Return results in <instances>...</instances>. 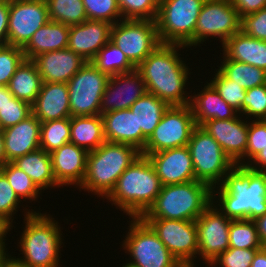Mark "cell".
<instances>
[{
    "label": "cell",
    "mask_w": 266,
    "mask_h": 267,
    "mask_svg": "<svg viewBox=\"0 0 266 267\" xmlns=\"http://www.w3.org/2000/svg\"><path fill=\"white\" fill-rule=\"evenodd\" d=\"M212 203L231 220H254L264 215L266 172L235 165L221 184L212 188Z\"/></svg>",
    "instance_id": "1"
},
{
    "label": "cell",
    "mask_w": 266,
    "mask_h": 267,
    "mask_svg": "<svg viewBox=\"0 0 266 267\" xmlns=\"http://www.w3.org/2000/svg\"><path fill=\"white\" fill-rule=\"evenodd\" d=\"M179 48L182 50L186 47L161 43L136 67L147 92L169 106L188 105L191 99V95H187L190 93L186 91L191 69L180 57Z\"/></svg>",
    "instance_id": "2"
},
{
    "label": "cell",
    "mask_w": 266,
    "mask_h": 267,
    "mask_svg": "<svg viewBox=\"0 0 266 267\" xmlns=\"http://www.w3.org/2000/svg\"><path fill=\"white\" fill-rule=\"evenodd\" d=\"M162 186L153 164L141 154L105 198L130 218H140L154 204Z\"/></svg>",
    "instance_id": "3"
},
{
    "label": "cell",
    "mask_w": 266,
    "mask_h": 267,
    "mask_svg": "<svg viewBox=\"0 0 266 267\" xmlns=\"http://www.w3.org/2000/svg\"><path fill=\"white\" fill-rule=\"evenodd\" d=\"M23 216L25 226L18 242L23 258L17 259L30 267H59L64 242L58 222L50 214L34 209L26 208Z\"/></svg>",
    "instance_id": "4"
},
{
    "label": "cell",
    "mask_w": 266,
    "mask_h": 267,
    "mask_svg": "<svg viewBox=\"0 0 266 267\" xmlns=\"http://www.w3.org/2000/svg\"><path fill=\"white\" fill-rule=\"evenodd\" d=\"M140 155L141 152L131 145L105 141L88 153L86 175L79 188L105 199L119 177Z\"/></svg>",
    "instance_id": "5"
},
{
    "label": "cell",
    "mask_w": 266,
    "mask_h": 267,
    "mask_svg": "<svg viewBox=\"0 0 266 267\" xmlns=\"http://www.w3.org/2000/svg\"><path fill=\"white\" fill-rule=\"evenodd\" d=\"M212 203V188L200 181L162 186L154 204L140 218L195 221Z\"/></svg>",
    "instance_id": "6"
},
{
    "label": "cell",
    "mask_w": 266,
    "mask_h": 267,
    "mask_svg": "<svg viewBox=\"0 0 266 267\" xmlns=\"http://www.w3.org/2000/svg\"><path fill=\"white\" fill-rule=\"evenodd\" d=\"M206 0H160L156 17L160 43L194 46V31Z\"/></svg>",
    "instance_id": "7"
},
{
    "label": "cell",
    "mask_w": 266,
    "mask_h": 267,
    "mask_svg": "<svg viewBox=\"0 0 266 267\" xmlns=\"http://www.w3.org/2000/svg\"><path fill=\"white\" fill-rule=\"evenodd\" d=\"M122 241L133 267H184L165 247L154 231L141 219L132 218Z\"/></svg>",
    "instance_id": "8"
},
{
    "label": "cell",
    "mask_w": 266,
    "mask_h": 267,
    "mask_svg": "<svg viewBox=\"0 0 266 267\" xmlns=\"http://www.w3.org/2000/svg\"><path fill=\"white\" fill-rule=\"evenodd\" d=\"M187 146L196 181L206 183L211 188L219 186L235 166L222 147L201 126L194 128Z\"/></svg>",
    "instance_id": "9"
},
{
    "label": "cell",
    "mask_w": 266,
    "mask_h": 267,
    "mask_svg": "<svg viewBox=\"0 0 266 267\" xmlns=\"http://www.w3.org/2000/svg\"><path fill=\"white\" fill-rule=\"evenodd\" d=\"M110 41L137 67L160 40L155 20L122 19L111 27Z\"/></svg>",
    "instance_id": "10"
},
{
    "label": "cell",
    "mask_w": 266,
    "mask_h": 267,
    "mask_svg": "<svg viewBox=\"0 0 266 267\" xmlns=\"http://www.w3.org/2000/svg\"><path fill=\"white\" fill-rule=\"evenodd\" d=\"M196 127L190 105L169 106L159 124L147 139L141 154L187 146Z\"/></svg>",
    "instance_id": "11"
},
{
    "label": "cell",
    "mask_w": 266,
    "mask_h": 267,
    "mask_svg": "<svg viewBox=\"0 0 266 267\" xmlns=\"http://www.w3.org/2000/svg\"><path fill=\"white\" fill-rule=\"evenodd\" d=\"M110 76L88 61L68 82L71 117L100 115V103Z\"/></svg>",
    "instance_id": "12"
},
{
    "label": "cell",
    "mask_w": 266,
    "mask_h": 267,
    "mask_svg": "<svg viewBox=\"0 0 266 267\" xmlns=\"http://www.w3.org/2000/svg\"><path fill=\"white\" fill-rule=\"evenodd\" d=\"M184 267H195L198 236L195 221L141 218Z\"/></svg>",
    "instance_id": "13"
},
{
    "label": "cell",
    "mask_w": 266,
    "mask_h": 267,
    "mask_svg": "<svg viewBox=\"0 0 266 267\" xmlns=\"http://www.w3.org/2000/svg\"><path fill=\"white\" fill-rule=\"evenodd\" d=\"M240 23L241 18L231 0H206L195 26L194 47H200L209 37L220 39L223 45L240 31Z\"/></svg>",
    "instance_id": "14"
},
{
    "label": "cell",
    "mask_w": 266,
    "mask_h": 267,
    "mask_svg": "<svg viewBox=\"0 0 266 267\" xmlns=\"http://www.w3.org/2000/svg\"><path fill=\"white\" fill-rule=\"evenodd\" d=\"M49 20L46 0H9L8 45L23 48Z\"/></svg>",
    "instance_id": "15"
},
{
    "label": "cell",
    "mask_w": 266,
    "mask_h": 267,
    "mask_svg": "<svg viewBox=\"0 0 266 267\" xmlns=\"http://www.w3.org/2000/svg\"><path fill=\"white\" fill-rule=\"evenodd\" d=\"M198 236V256L209 264L229 248L227 218L213 203L195 220Z\"/></svg>",
    "instance_id": "16"
},
{
    "label": "cell",
    "mask_w": 266,
    "mask_h": 267,
    "mask_svg": "<svg viewBox=\"0 0 266 267\" xmlns=\"http://www.w3.org/2000/svg\"><path fill=\"white\" fill-rule=\"evenodd\" d=\"M242 118L243 116L238 114L233 119H211L201 126L222 147L235 165H246L249 121Z\"/></svg>",
    "instance_id": "17"
},
{
    "label": "cell",
    "mask_w": 266,
    "mask_h": 267,
    "mask_svg": "<svg viewBox=\"0 0 266 267\" xmlns=\"http://www.w3.org/2000/svg\"><path fill=\"white\" fill-rule=\"evenodd\" d=\"M147 92L141 74L135 69L110 76L101 98L100 115L130 106Z\"/></svg>",
    "instance_id": "18"
},
{
    "label": "cell",
    "mask_w": 266,
    "mask_h": 267,
    "mask_svg": "<svg viewBox=\"0 0 266 267\" xmlns=\"http://www.w3.org/2000/svg\"><path fill=\"white\" fill-rule=\"evenodd\" d=\"M147 157L163 186L196 180L188 146L158 151Z\"/></svg>",
    "instance_id": "19"
},
{
    "label": "cell",
    "mask_w": 266,
    "mask_h": 267,
    "mask_svg": "<svg viewBox=\"0 0 266 267\" xmlns=\"http://www.w3.org/2000/svg\"><path fill=\"white\" fill-rule=\"evenodd\" d=\"M88 151L68 142L50 153L55 180L61 187H80L87 169Z\"/></svg>",
    "instance_id": "20"
},
{
    "label": "cell",
    "mask_w": 266,
    "mask_h": 267,
    "mask_svg": "<svg viewBox=\"0 0 266 267\" xmlns=\"http://www.w3.org/2000/svg\"><path fill=\"white\" fill-rule=\"evenodd\" d=\"M112 24L87 19L81 24L70 26L67 48L91 61L100 49L110 41Z\"/></svg>",
    "instance_id": "21"
},
{
    "label": "cell",
    "mask_w": 266,
    "mask_h": 267,
    "mask_svg": "<svg viewBox=\"0 0 266 267\" xmlns=\"http://www.w3.org/2000/svg\"><path fill=\"white\" fill-rule=\"evenodd\" d=\"M42 82L67 83L87 61L68 48L40 54L32 60Z\"/></svg>",
    "instance_id": "22"
},
{
    "label": "cell",
    "mask_w": 266,
    "mask_h": 267,
    "mask_svg": "<svg viewBox=\"0 0 266 267\" xmlns=\"http://www.w3.org/2000/svg\"><path fill=\"white\" fill-rule=\"evenodd\" d=\"M2 131L6 163L40 149L41 122L33 114Z\"/></svg>",
    "instance_id": "23"
},
{
    "label": "cell",
    "mask_w": 266,
    "mask_h": 267,
    "mask_svg": "<svg viewBox=\"0 0 266 267\" xmlns=\"http://www.w3.org/2000/svg\"><path fill=\"white\" fill-rule=\"evenodd\" d=\"M32 114L42 123L70 118L67 83L42 82L40 92L31 105Z\"/></svg>",
    "instance_id": "24"
},
{
    "label": "cell",
    "mask_w": 266,
    "mask_h": 267,
    "mask_svg": "<svg viewBox=\"0 0 266 267\" xmlns=\"http://www.w3.org/2000/svg\"><path fill=\"white\" fill-rule=\"evenodd\" d=\"M203 90L191 95L190 107L196 126H202L211 119L226 120L235 118L239 112L226 103L216 89L209 83Z\"/></svg>",
    "instance_id": "25"
},
{
    "label": "cell",
    "mask_w": 266,
    "mask_h": 267,
    "mask_svg": "<svg viewBox=\"0 0 266 267\" xmlns=\"http://www.w3.org/2000/svg\"><path fill=\"white\" fill-rule=\"evenodd\" d=\"M168 108L169 105L165 101L148 92L130 106L129 109L136 116L137 149L140 152Z\"/></svg>",
    "instance_id": "26"
},
{
    "label": "cell",
    "mask_w": 266,
    "mask_h": 267,
    "mask_svg": "<svg viewBox=\"0 0 266 267\" xmlns=\"http://www.w3.org/2000/svg\"><path fill=\"white\" fill-rule=\"evenodd\" d=\"M70 27L55 21H48L41 26L22 48L27 60L46 52L62 50L68 46Z\"/></svg>",
    "instance_id": "27"
},
{
    "label": "cell",
    "mask_w": 266,
    "mask_h": 267,
    "mask_svg": "<svg viewBox=\"0 0 266 267\" xmlns=\"http://www.w3.org/2000/svg\"><path fill=\"white\" fill-rule=\"evenodd\" d=\"M229 60L250 64L266 71V41L252 38L241 30L222 45Z\"/></svg>",
    "instance_id": "28"
},
{
    "label": "cell",
    "mask_w": 266,
    "mask_h": 267,
    "mask_svg": "<svg viewBox=\"0 0 266 267\" xmlns=\"http://www.w3.org/2000/svg\"><path fill=\"white\" fill-rule=\"evenodd\" d=\"M101 116L107 142L127 144L137 149V121L130 109L115 110Z\"/></svg>",
    "instance_id": "29"
},
{
    "label": "cell",
    "mask_w": 266,
    "mask_h": 267,
    "mask_svg": "<svg viewBox=\"0 0 266 267\" xmlns=\"http://www.w3.org/2000/svg\"><path fill=\"white\" fill-rule=\"evenodd\" d=\"M12 163L23 170L41 191L49 187L60 188L54 177L50 153L43 149L17 157Z\"/></svg>",
    "instance_id": "30"
},
{
    "label": "cell",
    "mask_w": 266,
    "mask_h": 267,
    "mask_svg": "<svg viewBox=\"0 0 266 267\" xmlns=\"http://www.w3.org/2000/svg\"><path fill=\"white\" fill-rule=\"evenodd\" d=\"M101 115L70 117V142L88 152L105 142Z\"/></svg>",
    "instance_id": "31"
},
{
    "label": "cell",
    "mask_w": 266,
    "mask_h": 267,
    "mask_svg": "<svg viewBox=\"0 0 266 267\" xmlns=\"http://www.w3.org/2000/svg\"><path fill=\"white\" fill-rule=\"evenodd\" d=\"M42 85L41 75L32 60L25 59L8 84L9 91L19 100L32 105Z\"/></svg>",
    "instance_id": "32"
},
{
    "label": "cell",
    "mask_w": 266,
    "mask_h": 267,
    "mask_svg": "<svg viewBox=\"0 0 266 267\" xmlns=\"http://www.w3.org/2000/svg\"><path fill=\"white\" fill-rule=\"evenodd\" d=\"M218 70L229 80L235 81L245 90L266 84V71L235 60H229L224 55Z\"/></svg>",
    "instance_id": "33"
},
{
    "label": "cell",
    "mask_w": 266,
    "mask_h": 267,
    "mask_svg": "<svg viewBox=\"0 0 266 267\" xmlns=\"http://www.w3.org/2000/svg\"><path fill=\"white\" fill-rule=\"evenodd\" d=\"M91 63L109 76L134 71L136 67L125 56L124 52L109 41L104 45Z\"/></svg>",
    "instance_id": "34"
},
{
    "label": "cell",
    "mask_w": 266,
    "mask_h": 267,
    "mask_svg": "<svg viewBox=\"0 0 266 267\" xmlns=\"http://www.w3.org/2000/svg\"><path fill=\"white\" fill-rule=\"evenodd\" d=\"M46 3L50 21L70 27L87 20L82 0H46Z\"/></svg>",
    "instance_id": "35"
},
{
    "label": "cell",
    "mask_w": 266,
    "mask_h": 267,
    "mask_svg": "<svg viewBox=\"0 0 266 267\" xmlns=\"http://www.w3.org/2000/svg\"><path fill=\"white\" fill-rule=\"evenodd\" d=\"M70 142V118L41 123L40 149L47 153Z\"/></svg>",
    "instance_id": "36"
},
{
    "label": "cell",
    "mask_w": 266,
    "mask_h": 267,
    "mask_svg": "<svg viewBox=\"0 0 266 267\" xmlns=\"http://www.w3.org/2000/svg\"><path fill=\"white\" fill-rule=\"evenodd\" d=\"M0 171L6 176L20 199L23 201H26V199L29 201L38 200L42 191L23 170L16 167L12 162H7L0 167Z\"/></svg>",
    "instance_id": "37"
},
{
    "label": "cell",
    "mask_w": 266,
    "mask_h": 267,
    "mask_svg": "<svg viewBox=\"0 0 266 267\" xmlns=\"http://www.w3.org/2000/svg\"><path fill=\"white\" fill-rule=\"evenodd\" d=\"M229 247L242 249H261L263 247L253 220H231Z\"/></svg>",
    "instance_id": "38"
},
{
    "label": "cell",
    "mask_w": 266,
    "mask_h": 267,
    "mask_svg": "<svg viewBox=\"0 0 266 267\" xmlns=\"http://www.w3.org/2000/svg\"><path fill=\"white\" fill-rule=\"evenodd\" d=\"M216 72L213 74L214 78L209 83L216 89L226 103L241 114L246 90L235 81L226 78L218 69Z\"/></svg>",
    "instance_id": "39"
},
{
    "label": "cell",
    "mask_w": 266,
    "mask_h": 267,
    "mask_svg": "<svg viewBox=\"0 0 266 267\" xmlns=\"http://www.w3.org/2000/svg\"><path fill=\"white\" fill-rule=\"evenodd\" d=\"M122 19L156 20L159 0H117Z\"/></svg>",
    "instance_id": "40"
},
{
    "label": "cell",
    "mask_w": 266,
    "mask_h": 267,
    "mask_svg": "<svg viewBox=\"0 0 266 267\" xmlns=\"http://www.w3.org/2000/svg\"><path fill=\"white\" fill-rule=\"evenodd\" d=\"M89 20L115 24L122 19L117 0H82ZM121 17V18H120Z\"/></svg>",
    "instance_id": "41"
},
{
    "label": "cell",
    "mask_w": 266,
    "mask_h": 267,
    "mask_svg": "<svg viewBox=\"0 0 266 267\" xmlns=\"http://www.w3.org/2000/svg\"><path fill=\"white\" fill-rule=\"evenodd\" d=\"M25 59L22 48L13 45L0 46V86H8L10 79Z\"/></svg>",
    "instance_id": "42"
},
{
    "label": "cell",
    "mask_w": 266,
    "mask_h": 267,
    "mask_svg": "<svg viewBox=\"0 0 266 267\" xmlns=\"http://www.w3.org/2000/svg\"><path fill=\"white\" fill-rule=\"evenodd\" d=\"M242 113L246 119L266 120V84L246 90Z\"/></svg>",
    "instance_id": "43"
},
{
    "label": "cell",
    "mask_w": 266,
    "mask_h": 267,
    "mask_svg": "<svg viewBox=\"0 0 266 267\" xmlns=\"http://www.w3.org/2000/svg\"><path fill=\"white\" fill-rule=\"evenodd\" d=\"M31 114L32 108L29 103L13 97L0 110V129L16 125Z\"/></svg>",
    "instance_id": "44"
},
{
    "label": "cell",
    "mask_w": 266,
    "mask_h": 267,
    "mask_svg": "<svg viewBox=\"0 0 266 267\" xmlns=\"http://www.w3.org/2000/svg\"><path fill=\"white\" fill-rule=\"evenodd\" d=\"M259 249H242L229 247L226 251L215 258L211 267H251L256 252Z\"/></svg>",
    "instance_id": "45"
},
{
    "label": "cell",
    "mask_w": 266,
    "mask_h": 267,
    "mask_svg": "<svg viewBox=\"0 0 266 267\" xmlns=\"http://www.w3.org/2000/svg\"><path fill=\"white\" fill-rule=\"evenodd\" d=\"M266 146V120H252L248 125L246 164Z\"/></svg>",
    "instance_id": "46"
},
{
    "label": "cell",
    "mask_w": 266,
    "mask_h": 267,
    "mask_svg": "<svg viewBox=\"0 0 266 267\" xmlns=\"http://www.w3.org/2000/svg\"><path fill=\"white\" fill-rule=\"evenodd\" d=\"M22 200L17 196L6 176L0 171V215L13 223L14 215ZM13 215V216H12ZM13 217V219H12Z\"/></svg>",
    "instance_id": "47"
},
{
    "label": "cell",
    "mask_w": 266,
    "mask_h": 267,
    "mask_svg": "<svg viewBox=\"0 0 266 267\" xmlns=\"http://www.w3.org/2000/svg\"><path fill=\"white\" fill-rule=\"evenodd\" d=\"M240 30L252 38L266 41V8L241 17Z\"/></svg>",
    "instance_id": "48"
},
{
    "label": "cell",
    "mask_w": 266,
    "mask_h": 267,
    "mask_svg": "<svg viewBox=\"0 0 266 267\" xmlns=\"http://www.w3.org/2000/svg\"><path fill=\"white\" fill-rule=\"evenodd\" d=\"M234 8L237 10L239 17L257 12L266 8V0H231Z\"/></svg>",
    "instance_id": "49"
},
{
    "label": "cell",
    "mask_w": 266,
    "mask_h": 267,
    "mask_svg": "<svg viewBox=\"0 0 266 267\" xmlns=\"http://www.w3.org/2000/svg\"><path fill=\"white\" fill-rule=\"evenodd\" d=\"M9 0H0V46L8 45Z\"/></svg>",
    "instance_id": "50"
},
{
    "label": "cell",
    "mask_w": 266,
    "mask_h": 267,
    "mask_svg": "<svg viewBox=\"0 0 266 267\" xmlns=\"http://www.w3.org/2000/svg\"><path fill=\"white\" fill-rule=\"evenodd\" d=\"M246 166L255 171L266 172V146L255 157H253Z\"/></svg>",
    "instance_id": "51"
},
{
    "label": "cell",
    "mask_w": 266,
    "mask_h": 267,
    "mask_svg": "<svg viewBox=\"0 0 266 267\" xmlns=\"http://www.w3.org/2000/svg\"><path fill=\"white\" fill-rule=\"evenodd\" d=\"M255 222L260 243L266 245V213L253 220Z\"/></svg>",
    "instance_id": "52"
},
{
    "label": "cell",
    "mask_w": 266,
    "mask_h": 267,
    "mask_svg": "<svg viewBox=\"0 0 266 267\" xmlns=\"http://www.w3.org/2000/svg\"><path fill=\"white\" fill-rule=\"evenodd\" d=\"M14 227L13 224L7 220L4 216L0 215V246H5L6 235L10 229Z\"/></svg>",
    "instance_id": "53"
},
{
    "label": "cell",
    "mask_w": 266,
    "mask_h": 267,
    "mask_svg": "<svg viewBox=\"0 0 266 267\" xmlns=\"http://www.w3.org/2000/svg\"><path fill=\"white\" fill-rule=\"evenodd\" d=\"M251 267H266V249L264 247L256 252Z\"/></svg>",
    "instance_id": "54"
},
{
    "label": "cell",
    "mask_w": 266,
    "mask_h": 267,
    "mask_svg": "<svg viewBox=\"0 0 266 267\" xmlns=\"http://www.w3.org/2000/svg\"><path fill=\"white\" fill-rule=\"evenodd\" d=\"M1 267H30L29 265L22 263L16 257L8 254L2 261Z\"/></svg>",
    "instance_id": "55"
},
{
    "label": "cell",
    "mask_w": 266,
    "mask_h": 267,
    "mask_svg": "<svg viewBox=\"0 0 266 267\" xmlns=\"http://www.w3.org/2000/svg\"><path fill=\"white\" fill-rule=\"evenodd\" d=\"M13 97L8 86H0V110H2V107Z\"/></svg>",
    "instance_id": "56"
},
{
    "label": "cell",
    "mask_w": 266,
    "mask_h": 267,
    "mask_svg": "<svg viewBox=\"0 0 266 267\" xmlns=\"http://www.w3.org/2000/svg\"><path fill=\"white\" fill-rule=\"evenodd\" d=\"M6 164V154L4 150L3 131L0 129V167Z\"/></svg>",
    "instance_id": "57"
},
{
    "label": "cell",
    "mask_w": 266,
    "mask_h": 267,
    "mask_svg": "<svg viewBox=\"0 0 266 267\" xmlns=\"http://www.w3.org/2000/svg\"><path fill=\"white\" fill-rule=\"evenodd\" d=\"M6 246H0V267L4 258L9 254ZM7 252V253H6Z\"/></svg>",
    "instance_id": "58"
},
{
    "label": "cell",
    "mask_w": 266,
    "mask_h": 267,
    "mask_svg": "<svg viewBox=\"0 0 266 267\" xmlns=\"http://www.w3.org/2000/svg\"><path fill=\"white\" fill-rule=\"evenodd\" d=\"M122 267H133V266H131L130 264H128V263H125V264H123V266Z\"/></svg>",
    "instance_id": "59"
}]
</instances>
